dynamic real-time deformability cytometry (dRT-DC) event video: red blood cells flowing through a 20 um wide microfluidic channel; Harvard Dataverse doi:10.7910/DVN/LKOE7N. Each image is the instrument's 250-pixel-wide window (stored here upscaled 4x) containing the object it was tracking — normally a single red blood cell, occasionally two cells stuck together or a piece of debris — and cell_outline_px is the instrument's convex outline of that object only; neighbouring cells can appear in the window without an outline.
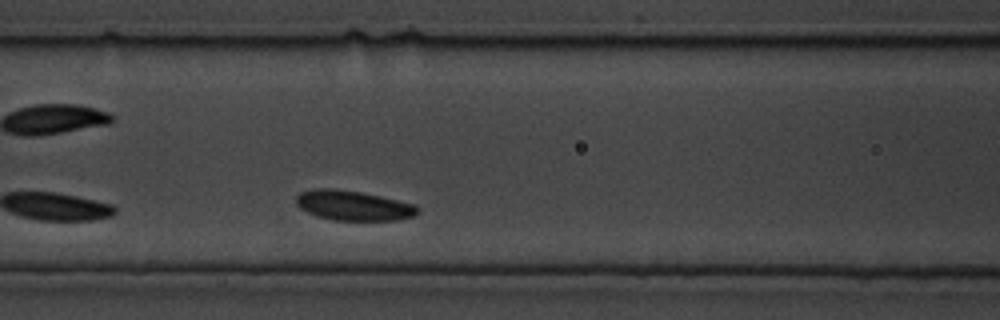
{"species": "common noctule bat (a hibernating species)", "species_latin": "Nyctalus noctula", "temperature_condition": "cold", "stored_images_in_passage": 7, "camera_frame_rate_fps": 3000, "um_per_image_px": 0.085, "animal": {"sex": "male", "body_mass_g": 19.5, "forearm_length_mm": 54.6}, "frame": {"image": 1, "passage_image": 7, "time_ms": 2.0, "image_size_px": [1000, 320], "cell_outline_px": [[420, 212], [412, 216], [396, 220], [332, 220], [316, 216], [300, 208], [296, 204], [296, 196], [300, 192], [312, 188], [332, 188], [360, 192], [380, 196], [416, 204], [420, 208]], "centroid_in_image_um": [30.02, 17.46], "position_along_channel_um": 136.6, "area_um2": 21.27}}